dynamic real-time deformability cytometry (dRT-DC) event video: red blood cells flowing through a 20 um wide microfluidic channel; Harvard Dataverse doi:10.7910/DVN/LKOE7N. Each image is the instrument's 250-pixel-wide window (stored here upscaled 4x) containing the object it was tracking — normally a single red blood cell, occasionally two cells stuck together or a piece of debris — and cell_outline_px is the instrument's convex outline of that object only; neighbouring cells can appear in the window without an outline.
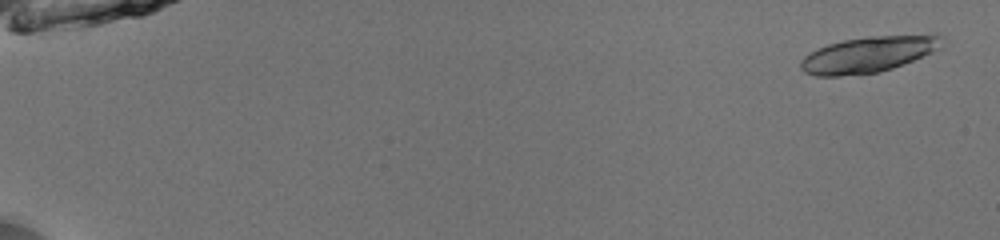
{"species": "common noctule bat (a hibernating species)", "species_latin": "Nyctalus noctula", "temperature_condition": "room temperature", "stored_images_in_passage": 46, "segment_of_instrument_passage": [1, 2], "camera_frame_rate_fps": 3000, "um_per_image_px": 0.085, "animal": {"sex": "male", "body_mass_g": 13.0, "forearm_length_mm": 53.1}, "frame": {"image": 1, "passage_image": 2, "time_ms": 0.333, "image_size_px": [1000, 240], "cell_outline_px": [[944, 48], [892, 68], [880, 72], [840, 76], [816, 76], [804, 72], [800, 68], [800, 60], [804, 56], [816, 48], [828, 44], [844, 40], [868, 36], [936, 32], [944, 36]], "centroid_in_image_um": [73.93, 4.58], "position_along_channel_um": 11.1, "area_um2": 30.58}}